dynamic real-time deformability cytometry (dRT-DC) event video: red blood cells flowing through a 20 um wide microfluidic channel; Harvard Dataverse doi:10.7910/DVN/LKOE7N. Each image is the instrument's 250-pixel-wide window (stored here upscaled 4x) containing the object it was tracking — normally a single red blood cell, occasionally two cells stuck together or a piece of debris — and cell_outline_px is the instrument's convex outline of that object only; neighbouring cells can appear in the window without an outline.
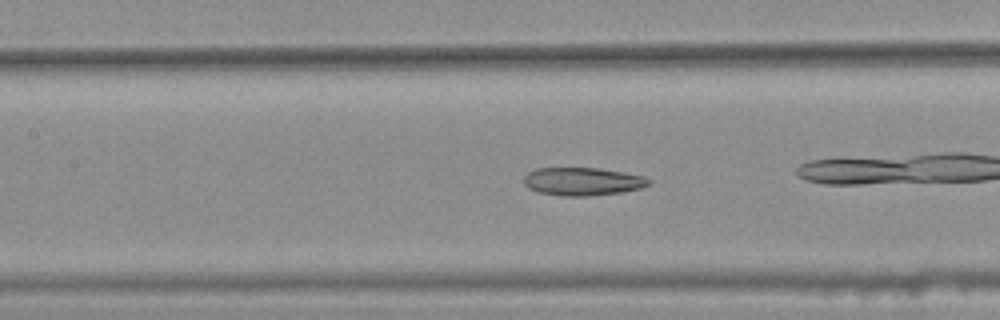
{"species": "common noctule bat (a hibernating species)", "species_latin": "Nyctalus noctula", "temperature_condition": "warm", "stored_images_in_passage": 39, "camera_frame_rate_fps": 3000, "um_per_image_px": 0.085, "animal": {"sex": "female", "body_mass_g": 25.1}, "frame": {"image": 1, "passage_image": 17, "time_ms": 5.333, "image_size_px": [1000, 320], "cell_outline_px": [[652, 184], [640, 188], [624, 192], [588, 196], [564, 196], [540, 192], [528, 188], [524, 184], [524, 176], [528, 172], [536, 168], [600, 168], [624, 172], [644, 176], [652, 180]], "centroid_in_image_um": [49.56, 15.42], "position_along_channel_um": 157.8, "area_um2": 20.58}, "authors_computed_cell_mechanics": {"area_um2": 20.5768, "velocity_mm_per_s": 3.7628, "shape_relaxation_time_tau1_ms": null, "shape_relaxation_time_tau2_ms": 6.3559, "deformation_change_tau1": null, "deformation_change_tau2": 0.1673}}